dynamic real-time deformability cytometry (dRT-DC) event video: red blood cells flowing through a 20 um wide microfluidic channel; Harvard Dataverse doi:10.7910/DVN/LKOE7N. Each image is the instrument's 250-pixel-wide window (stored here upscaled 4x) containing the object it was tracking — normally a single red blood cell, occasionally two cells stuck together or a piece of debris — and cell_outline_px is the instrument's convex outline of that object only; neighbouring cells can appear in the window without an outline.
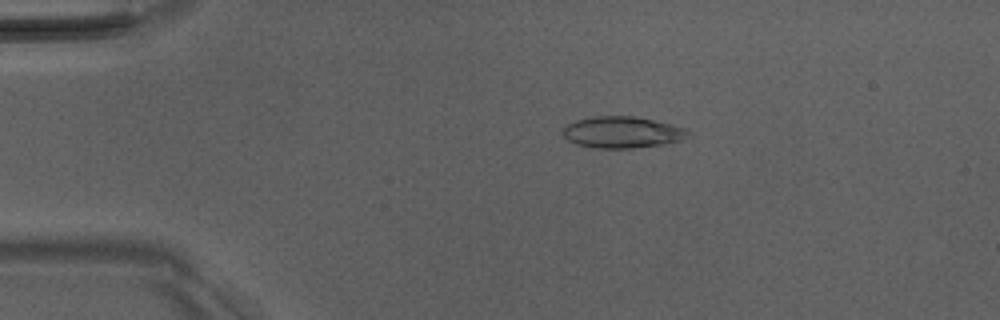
{"species": "Egyptian fruit bat (a non-hibernating species)", "species_latin": "Rousettus aegyptiacus", "temperature_condition": "room temperature", "stored_images_in_passage": 5, "camera_frame_rate_fps": 3000, "um_per_image_px": 0.085, "animal": {"sex": "male"}, "frame": {"image": 1, "passage_image": 3, "time_ms": 2.333, "image_size_px": [1000, 320], "cell_outline_px": [[688, 136], [680, 140], [664, 144], [632, 148], [596, 148], [576, 144], [568, 140], [564, 136], [564, 128], [568, 124], [576, 120], [592, 116], [636, 116], [672, 124], [688, 128]], "centroid_in_image_um": [52.91, 11.23], "position_along_channel_um": 32.1, "area_um2": 22.95}}
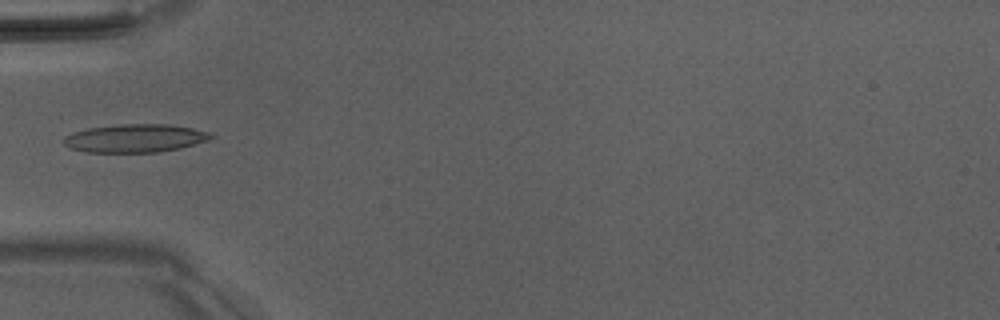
{"frame": {"image": 2, "passage_image": 5, "time_ms": 4.667, "image_size_px": [1000, 320], "cell_outline_px": [[216, 136], [208, 140], [180, 148], [156, 152], [84, 152], [68, 148], [60, 140], [64, 136], [72, 132], [88, 128], [120, 124], [168, 124], [192, 128], [208, 132]], "centroid_in_image_um": [11.42, 11.75], "position_along_channel_um": 73.6, "area_um2": 24.33}}